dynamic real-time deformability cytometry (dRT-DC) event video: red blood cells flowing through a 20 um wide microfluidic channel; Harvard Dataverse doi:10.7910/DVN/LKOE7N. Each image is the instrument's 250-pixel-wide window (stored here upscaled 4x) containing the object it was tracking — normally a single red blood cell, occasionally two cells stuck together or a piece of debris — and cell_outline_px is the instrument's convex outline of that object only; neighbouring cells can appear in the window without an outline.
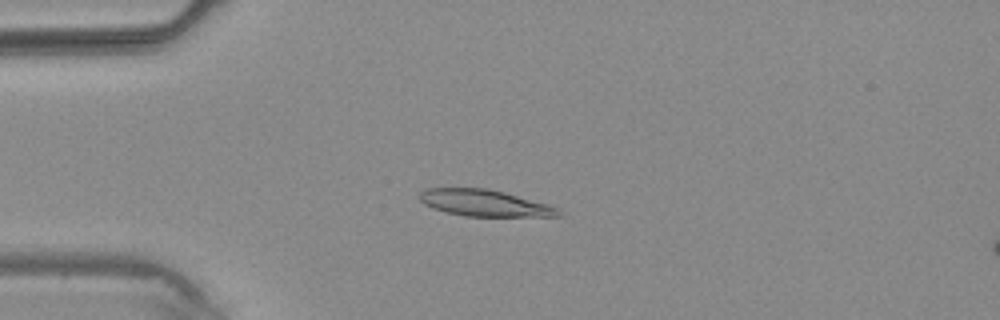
{"species": "common noctule bat (a hibernating species)", "species_latin": "Nyctalus noctula", "temperature_condition": "warm", "stored_images_in_passage": 3, "camera_frame_rate_fps": 3000, "um_per_image_px": 0.085, "animal": {"sex": "male", "body_mass_g": 20.4}, "frame": {"image": 1, "passage_image": 2, "time_ms": 1.333, "image_size_px": [1000, 320], "cell_outline_px": [[564, 216], [464, 216], [432, 208], [424, 204], [420, 200], [420, 192], [424, 188], [488, 188], [504, 192], [548, 204], [560, 208], [564, 212]], "centroid_in_image_um": [41.23, 17.25], "position_along_channel_um": 43.8, "area_um2": 21.56}}